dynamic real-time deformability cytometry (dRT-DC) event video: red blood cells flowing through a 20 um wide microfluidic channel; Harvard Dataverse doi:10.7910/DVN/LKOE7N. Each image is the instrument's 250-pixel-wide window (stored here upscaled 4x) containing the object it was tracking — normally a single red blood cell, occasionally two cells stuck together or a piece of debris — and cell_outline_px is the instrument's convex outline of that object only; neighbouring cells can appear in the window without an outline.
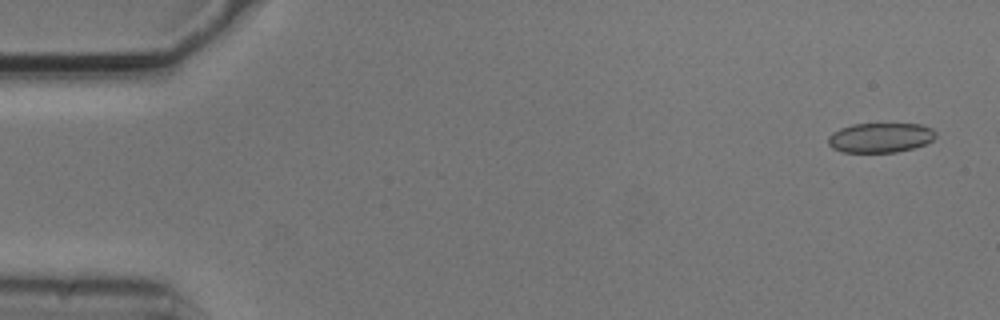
{"species": "common noctule bat (a hibernating species)", "species_latin": "Nyctalus noctula", "temperature_condition": "cold", "stored_images_in_passage": 2, "camera_frame_rate_fps": 3000, "um_per_image_px": 0.085, "animal": {"sex": "male", "body_mass_g": 20.5, "forearm_length_mm": 52.5}, "frame": {"image": 1, "passage_image": 1, "time_ms": 0.0, "image_size_px": [1000, 320], "cell_outline_px": [[936, 136], [932, 140], [924, 144], [912, 148], [896, 152], [840, 152], [832, 148], [828, 144], [828, 136], [832, 132], [840, 128], [852, 124], [920, 124], [932, 128], [936, 132]], "centroid_in_image_um": [74.8, 11.7], "position_along_channel_um": 10.2, "area_um2": 18.67}}